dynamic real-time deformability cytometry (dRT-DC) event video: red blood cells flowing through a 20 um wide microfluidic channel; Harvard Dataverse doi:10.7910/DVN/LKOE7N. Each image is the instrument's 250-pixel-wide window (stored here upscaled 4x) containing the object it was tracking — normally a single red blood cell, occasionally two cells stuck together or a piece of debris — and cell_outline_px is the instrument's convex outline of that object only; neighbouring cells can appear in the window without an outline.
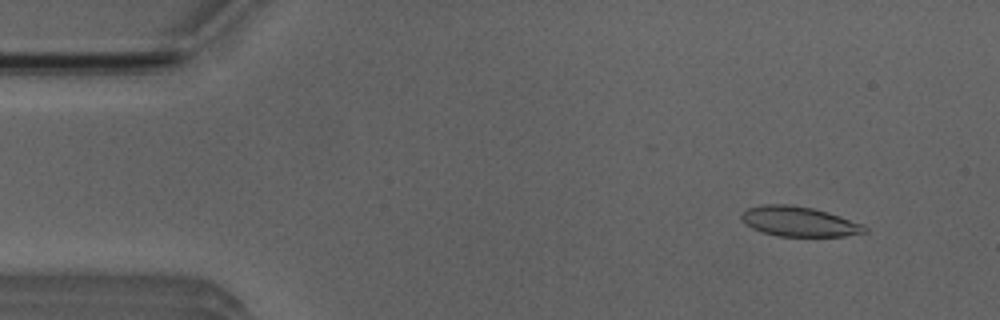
{"species": "Egyptian fruit bat (a non-hibernating species)", "species_latin": "Rousettus aegyptiacus", "temperature_condition": "room temperature", "stored_images_in_passage": 16, "camera_frame_rate_fps": 3000, "um_per_image_px": 0.085, "animal": {"sex": "male"}, "frame": {"image": 1, "passage_image": 5, "time_ms": 1.333, "image_size_px": [1000, 320], "cell_outline_px": [[868, 232], [844, 236], [776, 236], [760, 232], [744, 224], [740, 216], [748, 208], [760, 204], [788, 204], [812, 208], [828, 212], [864, 224], [868, 228]], "centroid_in_image_um": [67.91, 18.83], "position_along_channel_um": 17.1, "area_um2": 21.68}}